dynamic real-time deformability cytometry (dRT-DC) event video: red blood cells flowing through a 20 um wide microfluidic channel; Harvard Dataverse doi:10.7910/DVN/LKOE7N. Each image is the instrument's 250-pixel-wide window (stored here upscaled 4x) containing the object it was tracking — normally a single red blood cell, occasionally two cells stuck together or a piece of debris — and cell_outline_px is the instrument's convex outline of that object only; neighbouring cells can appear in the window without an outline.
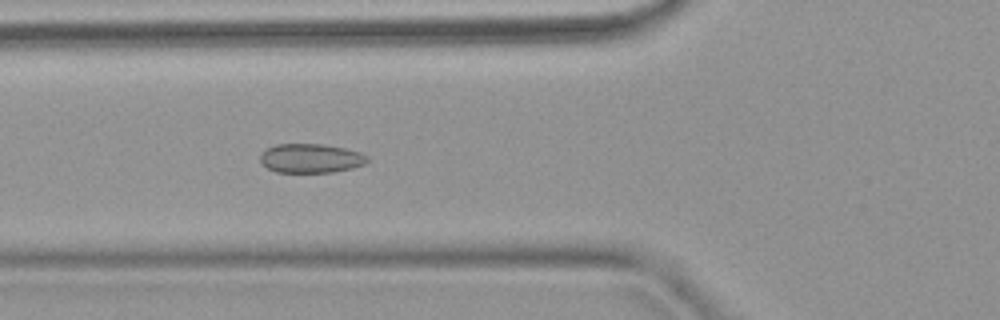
{"species": "common noctule bat (a hibernating species)", "species_latin": "Nyctalus noctula", "temperature_condition": "warm", "stored_images_in_passage": 4, "camera_frame_rate_fps": 3000, "um_per_image_px": 0.085, "animal": {"sex": "female", "body_mass_g": 18.4}, "frame": {"image": 1, "passage_image": 4, "time_ms": 4.667, "image_size_px": [1000, 320], "cell_outline_px": [[368, 160], [364, 164], [352, 168], [332, 172], [276, 172], [268, 168], [260, 160], [260, 156], [268, 148], [276, 144], [324, 144], [344, 148], [360, 152], [368, 156]], "centroid_in_image_um": [26.44, 13.45], "position_along_channel_um": 99.4, "area_um2": 18.03}}